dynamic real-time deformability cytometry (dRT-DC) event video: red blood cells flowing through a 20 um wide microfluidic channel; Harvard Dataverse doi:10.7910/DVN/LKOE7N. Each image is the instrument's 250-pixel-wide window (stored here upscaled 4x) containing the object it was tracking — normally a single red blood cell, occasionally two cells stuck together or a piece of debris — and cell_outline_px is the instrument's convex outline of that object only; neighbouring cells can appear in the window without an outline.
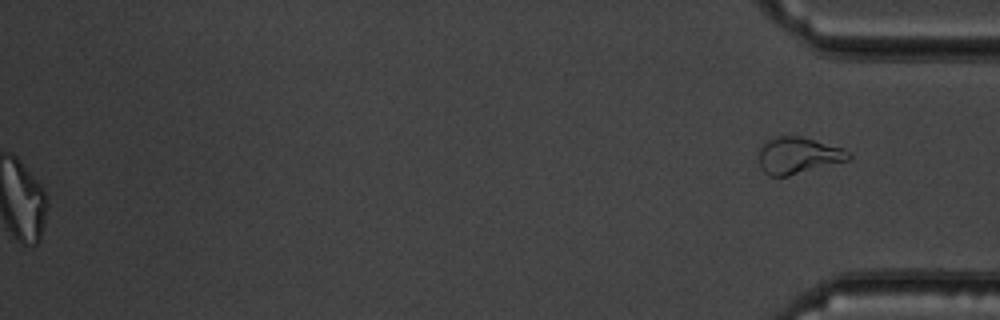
{"species": "common noctule bat (a hibernating species)", "species_latin": "Nyctalus noctula", "temperature_condition": "warm", "stored_images_in_passage": 53, "segment_of_instrument_passage": [2, 2], "camera_frame_rate_fps": 3000, "um_per_image_px": 0.085, "animal": {"sex": "male", "body_mass_g": 19.5, "forearm_length_mm": 54.6}, "frame": {"image": 1, "passage_image": 53, "time_ms": 17.333, "image_size_px": [1000, 320], "cell_outline_px": [[852, 160], [788, 176], [768, 176], [760, 168], [760, 144], [776, 136], [800, 136], [844, 148], [852, 156]], "centroid_in_image_um": [67.87, 13.22], "position_along_channel_um": 367.3, "area_um2": 19.36}}